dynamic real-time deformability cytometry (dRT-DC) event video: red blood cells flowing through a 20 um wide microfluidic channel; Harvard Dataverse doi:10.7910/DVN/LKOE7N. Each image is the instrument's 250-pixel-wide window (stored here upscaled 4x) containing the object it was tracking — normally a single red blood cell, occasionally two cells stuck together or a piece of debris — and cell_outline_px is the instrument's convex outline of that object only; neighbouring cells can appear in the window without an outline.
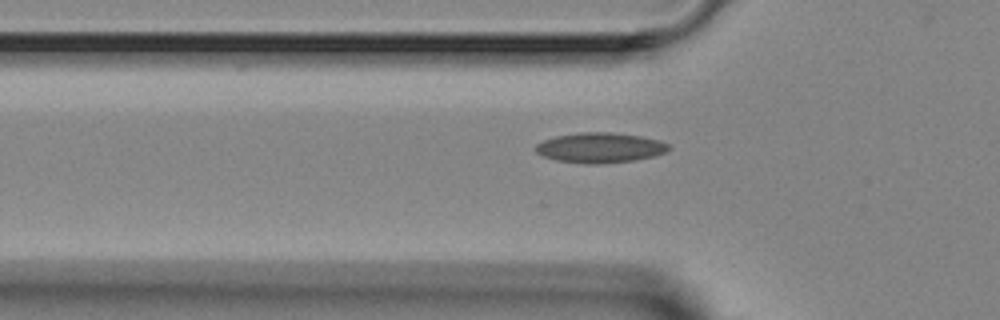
{"species": "Egyptian fruit bat (a non-hibernating species)", "species_latin": "Rousettus aegyptiacus", "temperature_condition": "room temperature", "stored_images_in_passage": 4, "camera_frame_rate_fps": 3000, "um_per_image_px": 0.085, "animal": {"sex": "female"}, "frame": {"image": 1, "passage_image": 4, "time_ms": 4.333, "image_size_px": [1000, 320], "cell_outline_px": [[672, 148], [668, 152], [656, 156], [636, 160], [604, 164], [584, 164], [556, 160], [544, 156], [536, 152], [536, 144], [544, 140], [556, 136], [580, 132], [612, 132], [640, 136], [660, 140], [668, 144]], "centroid_in_image_um": [51.06, 12.56], "position_along_channel_um": 74.7, "area_um2": 23.64}}